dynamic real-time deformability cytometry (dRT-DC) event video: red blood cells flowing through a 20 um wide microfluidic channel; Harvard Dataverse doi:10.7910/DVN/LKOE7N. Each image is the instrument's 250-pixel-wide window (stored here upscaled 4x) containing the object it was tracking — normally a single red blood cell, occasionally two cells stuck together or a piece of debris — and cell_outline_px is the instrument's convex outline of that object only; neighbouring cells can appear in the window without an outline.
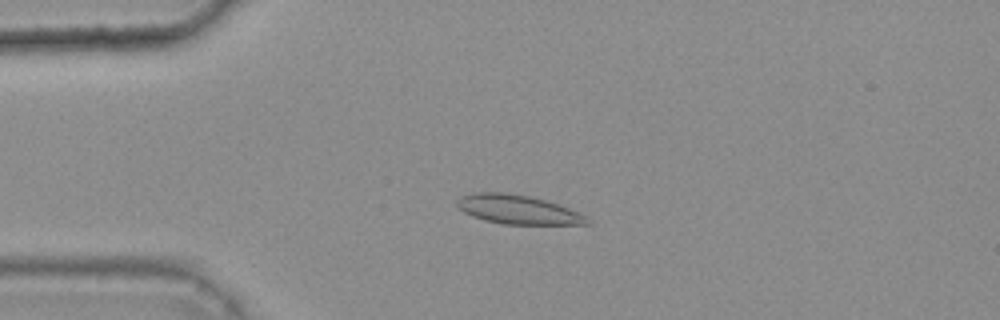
{"species": "common noctule bat (a hibernating species)", "species_latin": "Nyctalus noctula", "temperature_condition": "warm", "stored_images_in_passage": 45, "camera_frame_rate_fps": 3000, "um_per_image_px": 0.085, "animal": {"sex": "female", "body_mass_g": 25.1}, "frame": {"image": 1, "passage_image": 12, "time_ms": 3.667, "image_size_px": [1000, 320], "cell_outline_px": [[592, 224], [500, 224], [484, 220], [472, 216], [464, 212], [456, 204], [456, 200], [460, 196], [476, 192], [504, 192], [528, 196], [548, 200], [588, 216]], "centroid_in_image_um": [44.02, 17.81], "position_along_channel_um": 41.0, "area_um2": 22.14}}
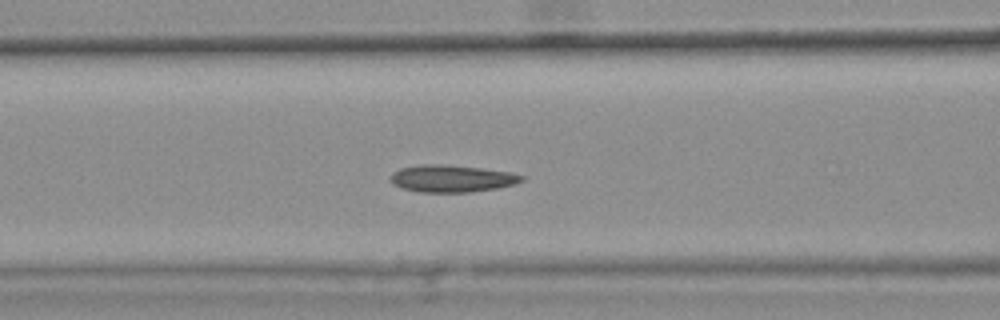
{"frame": {"image": 2, "passage_image": 21, "time_ms": 6.667, "image_size_px": [1000, 320], "cell_outline_px": [[524, 180], [516, 184], [496, 188], [468, 192], [420, 192], [400, 188], [392, 184], [388, 180], [388, 176], [392, 172], [400, 168], [420, 164], [440, 164], [480, 168], [508, 172], [524, 176]], "centroid_in_image_um": [38.31, 15.18], "position_along_channel_um": 128.3, "area_um2": 20.87}}
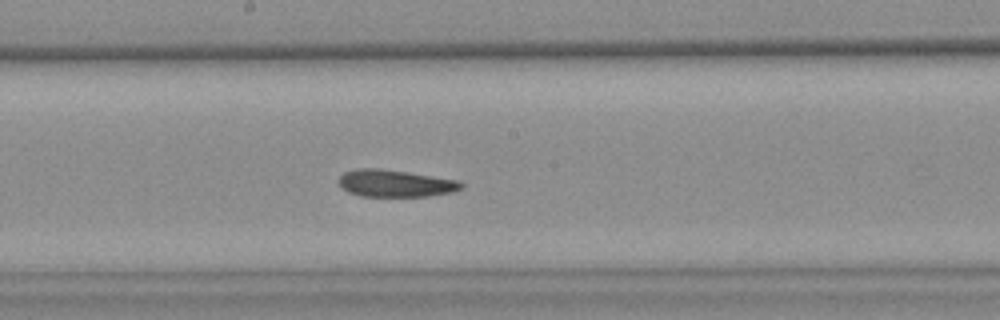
{"frame": {"image": 3, "passage_image": 28, "time_ms": 9.0, "image_size_px": [1000, 320], "cell_outline_px": [[464, 188], [452, 192], [428, 196], [360, 196], [348, 192], [340, 188], [340, 176], [344, 172], [356, 168], [376, 168], [460, 180], [464, 184]], "centroid_in_image_um": [33.6, 15.59], "position_along_channel_um": 214.6, "area_um2": 19.31}, "authors_computed_cell_mechanics": {"area_um2": 20.4034, "velocity_mm_per_s": 3.7186, "shape_relaxation_time_tau1_ms": null, "shape_relaxation_time_tau2_ms": 3.8309, "deformation_change_tau1": null, "deformation_change_tau2": 0.1068}}